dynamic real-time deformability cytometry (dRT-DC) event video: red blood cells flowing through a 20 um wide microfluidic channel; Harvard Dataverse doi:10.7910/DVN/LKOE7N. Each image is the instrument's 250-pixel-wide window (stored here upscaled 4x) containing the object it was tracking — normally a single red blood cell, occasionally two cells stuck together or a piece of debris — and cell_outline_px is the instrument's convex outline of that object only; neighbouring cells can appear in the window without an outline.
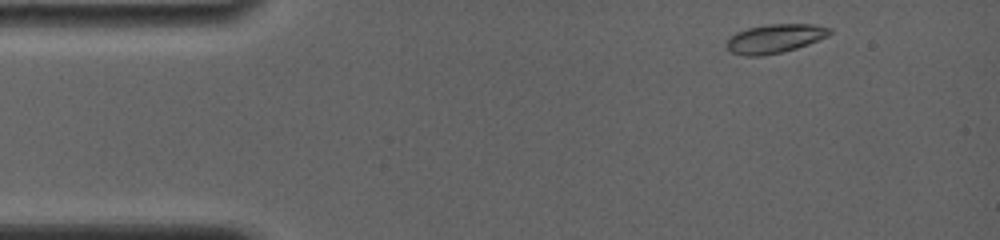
{"species": "common noctule bat (a hibernating species)", "species_latin": "Nyctalus noctula", "temperature_condition": "room temperature", "stored_images_in_passage": 16, "camera_frame_rate_fps": 4000, "um_per_image_px": 0.085, "animal": {"sex": "female", "body_mass_g": 19.0, "forearm_length_mm": 56.7}, "frame": {"image": 1, "passage_image": 2, "time_ms": 0.25, "image_size_px": [1000, 240], "cell_outline_px": [[832, 32], [828, 36], [808, 44], [784, 52], [764, 56], [744, 56], [732, 52], [724, 44], [728, 36], [736, 32], [748, 28], [768, 24], [812, 24], [832, 28]], "centroid_in_image_um": [65.83, 3.28], "position_along_channel_um": 19.2, "area_um2": 17.57}}
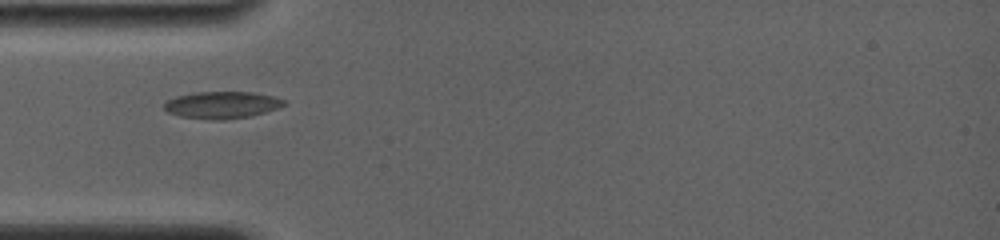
{"frame": {"image": 2, "passage_image": 14, "time_ms": 3.5, "image_size_px": [1000, 240], "cell_outline_px": [[288, 104], [264, 112], [248, 116], [224, 120], [212, 120], [180, 116], [168, 112], [164, 108], [164, 104], [168, 100], [176, 96], [196, 92], [252, 92], [272, 96], [284, 100]], "centroid_in_image_um": [18.85, 8.92], "position_along_channel_um": 66.2, "area_um2": 18.67}}